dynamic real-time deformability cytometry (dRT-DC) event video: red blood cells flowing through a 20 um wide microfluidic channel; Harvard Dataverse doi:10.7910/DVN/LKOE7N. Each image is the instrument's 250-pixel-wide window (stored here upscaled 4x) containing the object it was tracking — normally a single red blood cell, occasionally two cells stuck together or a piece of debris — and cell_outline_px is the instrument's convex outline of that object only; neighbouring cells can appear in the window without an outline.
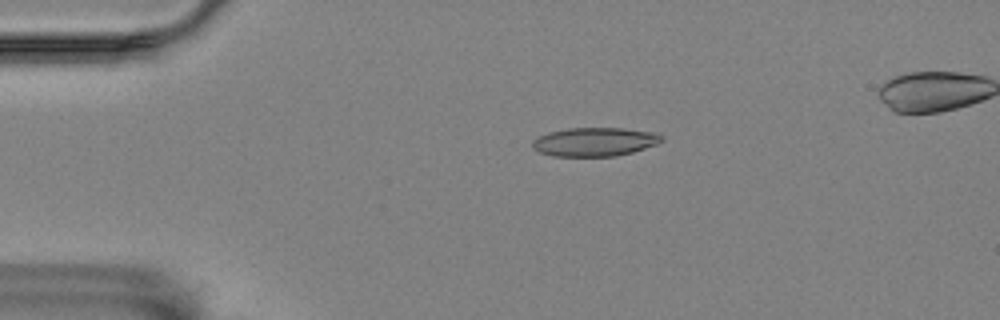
{"species": "Egyptian fruit bat (a non-hibernating species)", "species_latin": "Rousettus aegyptiacus", "temperature_condition": "room temperature", "stored_images_in_passage": 6, "camera_frame_rate_fps": 3000, "um_per_image_px": 0.085, "animal": {"sex": "female"}, "frame": {"image": 1, "passage_image": 4, "time_ms": 3.333, "image_size_px": [1000, 320], "cell_outline_px": [[664, 140], [656, 144], [632, 152], [616, 156], [552, 156], [540, 152], [532, 148], [532, 140], [536, 136], [548, 132], [568, 128], [624, 128], [652, 132], [664, 136]], "centroid_in_image_um": [50.51, 12.05], "position_along_channel_um": 34.5, "area_um2": 21.73}}